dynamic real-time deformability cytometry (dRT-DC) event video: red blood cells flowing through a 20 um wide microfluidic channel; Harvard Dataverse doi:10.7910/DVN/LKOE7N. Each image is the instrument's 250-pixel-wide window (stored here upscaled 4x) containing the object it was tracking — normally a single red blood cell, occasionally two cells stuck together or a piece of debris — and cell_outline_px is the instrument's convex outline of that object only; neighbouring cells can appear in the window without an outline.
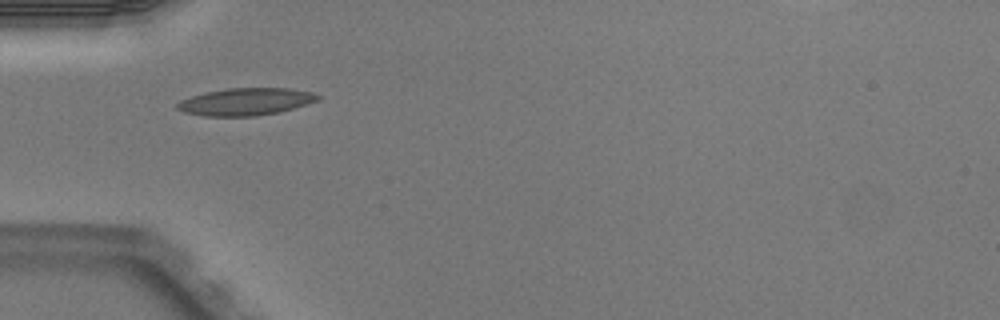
{"species": "Egyptian fruit bat (a non-hibernating species)", "species_latin": "Rousettus aegyptiacus", "temperature_condition": "warm", "stored_images_in_passage": 5, "camera_frame_rate_fps": 3000, "um_per_image_px": 0.085, "animal": {"sex": "male"}, "frame": {"image": 1, "passage_image": 3, "time_ms": 0.667, "image_size_px": [1000, 320], "cell_outline_px": [[320, 96], [316, 100], [280, 112], [256, 116], [204, 116], [184, 112], [176, 108], [176, 104], [180, 100], [204, 92], [228, 88], [288, 88], [312, 92]], "centroid_in_image_um": [20.83, 8.64], "position_along_channel_um": 64.2, "area_um2": 22.2}}
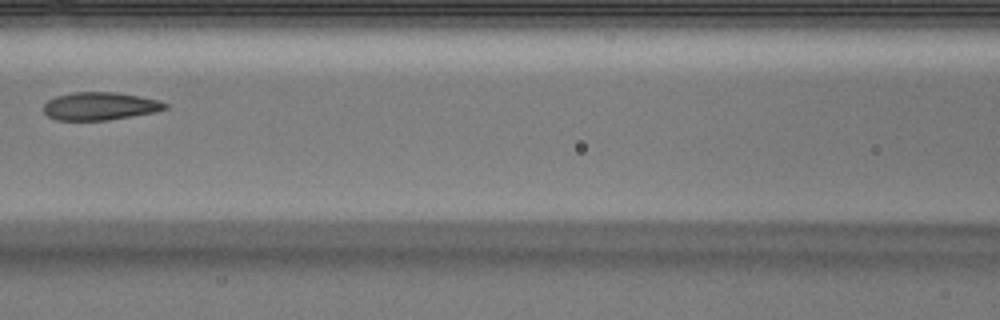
{"frame": {"image": 2, "passage_image": 5, "time_ms": 1.333, "image_size_px": [1000, 320], "cell_outline_px": [[168, 108], [156, 112], [108, 120], [56, 120], [48, 116], [44, 112], [44, 104], [48, 100], [56, 96], [72, 92], [116, 92], [140, 96], [160, 100], [168, 104]], "centroid_in_image_um": [8.52, 9.02], "position_along_channel_um": 158.1, "area_um2": 19.88}}